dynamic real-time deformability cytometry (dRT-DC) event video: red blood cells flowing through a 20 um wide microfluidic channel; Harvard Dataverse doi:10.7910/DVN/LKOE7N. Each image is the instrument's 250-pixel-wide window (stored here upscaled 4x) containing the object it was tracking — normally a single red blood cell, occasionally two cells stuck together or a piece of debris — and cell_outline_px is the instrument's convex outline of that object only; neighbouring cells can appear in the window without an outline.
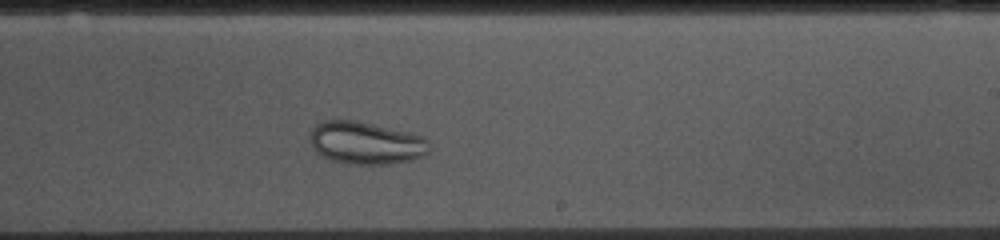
{"species": "common noctule bat (a hibernating species)", "species_latin": "Nyctalus noctula", "temperature_condition": "cold", "stored_images_in_passage": 33, "camera_frame_rate_fps": 3000, "um_per_image_px": 0.085, "animal": {"sex": "female", "body_mass_g": 10.0, "forearm_length_mm": 53.1}, "frame": {"image": 1, "passage_image": 24, "time_ms": 7.667, "image_size_px": [1000, 240], "cell_outline_px": [[428, 152], [424, 156], [412, 160], [388, 164], [344, 164], [332, 160], [316, 152], [312, 148], [308, 140], [308, 136], [312, 128], [316, 124], [324, 120], [352, 120], [372, 124], [408, 132], [424, 136], [428, 140]], "centroid_in_image_um": [31.06, 12.16], "position_along_channel_um": 257.9, "area_um2": 29.77}}
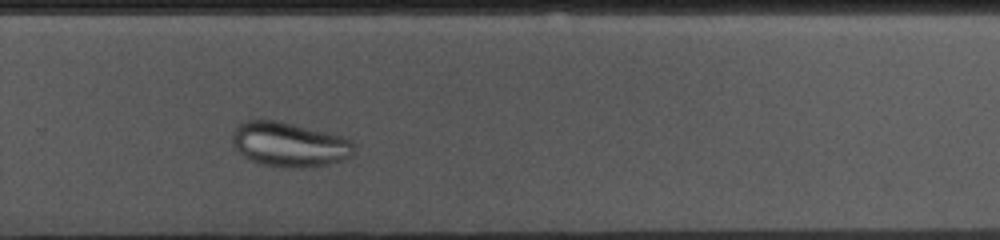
{"frame": {"image": 2, "passage_image": 28, "time_ms": 9.0, "image_size_px": [1000, 240], "cell_outline_px": [[356, 152], [352, 156], [344, 160], [328, 164], [304, 168], [288, 168], [260, 164], [244, 156], [236, 148], [232, 140], [232, 132], [244, 120], [280, 120], [344, 136], [352, 140], [356, 144]], "centroid_in_image_um": [24.67, 12.27], "position_along_channel_um": 305.1, "area_um2": 32.14}}